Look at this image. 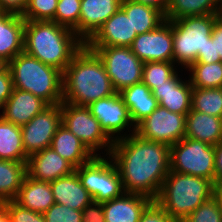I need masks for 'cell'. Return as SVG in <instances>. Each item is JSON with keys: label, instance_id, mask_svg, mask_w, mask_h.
<instances>
[{"label": "cell", "instance_id": "36", "mask_svg": "<svg viewBox=\"0 0 222 222\" xmlns=\"http://www.w3.org/2000/svg\"><path fill=\"white\" fill-rule=\"evenodd\" d=\"M182 222H222V205L212 196L197 207Z\"/></svg>", "mask_w": 222, "mask_h": 222}, {"label": "cell", "instance_id": "45", "mask_svg": "<svg viewBox=\"0 0 222 222\" xmlns=\"http://www.w3.org/2000/svg\"><path fill=\"white\" fill-rule=\"evenodd\" d=\"M141 4L156 8L166 14L170 0H134Z\"/></svg>", "mask_w": 222, "mask_h": 222}, {"label": "cell", "instance_id": "31", "mask_svg": "<svg viewBox=\"0 0 222 222\" xmlns=\"http://www.w3.org/2000/svg\"><path fill=\"white\" fill-rule=\"evenodd\" d=\"M186 71L193 88H222V61L194 63Z\"/></svg>", "mask_w": 222, "mask_h": 222}, {"label": "cell", "instance_id": "3", "mask_svg": "<svg viewBox=\"0 0 222 222\" xmlns=\"http://www.w3.org/2000/svg\"><path fill=\"white\" fill-rule=\"evenodd\" d=\"M84 44L73 30L54 21L25 20L23 51L62 73Z\"/></svg>", "mask_w": 222, "mask_h": 222}, {"label": "cell", "instance_id": "46", "mask_svg": "<svg viewBox=\"0 0 222 222\" xmlns=\"http://www.w3.org/2000/svg\"><path fill=\"white\" fill-rule=\"evenodd\" d=\"M222 177V141L215 146V181Z\"/></svg>", "mask_w": 222, "mask_h": 222}, {"label": "cell", "instance_id": "49", "mask_svg": "<svg viewBox=\"0 0 222 222\" xmlns=\"http://www.w3.org/2000/svg\"><path fill=\"white\" fill-rule=\"evenodd\" d=\"M7 67V62L0 58V72H2Z\"/></svg>", "mask_w": 222, "mask_h": 222}, {"label": "cell", "instance_id": "44", "mask_svg": "<svg viewBox=\"0 0 222 222\" xmlns=\"http://www.w3.org/2000/svg\"><path fill=\"white\" fill-rule=\"evenodd\" d=\"M212 40L215 42L216 57L222 61V22L218 19L212 32Z\"/></svg>", "mask_w": 222, "mask_h": 222}, {"label": "cell", "instance_id": "41", "mask_svg": "<svg viewBox=\"0 0 222 222\" xmlns=\"http://www.w3.org/2000/svg\"><path fill=\"white\" fill-rule=\"evenodd\" d=\"M83 222H105L103 204L92 201L82 210Z\"/></svg>", "mask_w": 222, "mask_h": 222}, {"label": "cell", "instance_id": "35", "mask_svg": "<svg viewBox=\"0 0 222 222\" xmlns=\"http://www.w3.org/2000/svg\"><path fill=\"white\" fill-rule=\"evenodd\" d=\"M58 0H28L21 17L27 21H52Z\"/></svg>", "mask_w": 222, "mask_h": 222}, {"label": "cell", "instance_id": "16", "mask_svg": "<svg viewBox=\"0 0 222 222\" xmlns=\"http://www.w3.org/2000/svg\"><path fill=\"white\" fill-rule=\"evenodd\" d=\"M136 36L137 33L132 28L131 19L120 7L85 45L87 47H130Z\"/></svg>", "mask_w": 222, "mask_h": 222}, {"label": "cell", "instance_id": "43", "mask_svg": "<svg viewBox=\"0 0 222 222\" xmlns=\"http://www.w3.org/2000/svg\"><path fill=\"white\" fill-rule=\"evenodd\" d=\"M28 0H0V12L22 15Z\"/></svg>", "mask_w": 222, "mask_h": 222}, {"label": "cell", "instance_id": "29", "mask_svg": "<svg viewBox=\"0 0 222 222\" xmlns=\"http://www.w3.org/2000/svg\"><path fill=\"white\" fill-rule=\"evenodd\" d=\"M0 159L27 162L21 127L4 120L0 116Z\"/></svg>", "mask_w": 222, "mask_h": 222}, {"label": "cell", "instance_id": "34", "mask_svg": "<svg viewBox=\"0 0 222 222\" xmlns=\"http://www.w3.org/2000/svg\"><path fill=\"white\" fill-rule=\"evenodd\" d=\"M81 0H58L52 21L73 30L78 36Z\"/></svg>", "mask_w": 222, "mask_h": 222}, {"label": "cell", "instance_id": "42", "mask_svg": "<svg viewBox=\"0 0 222 222\" xmlns=\"http://www.w3.org/2000/svg\"><path fill=\"white\" fill-rule=\"evenodd\" d=\"M221 58L216 57V49H215V42L212 40V36L210 39L207 40L206 46L204 47L203 51H199L195 63H217L220 62Z\"/></svg>", "mask_w": 222, "mask_h": 222}, {"label": "cell", "instance_id": "38", "mask_svg": "<svg viewBox=\"0 0 222 222\" xmlns=\"http://www.w3.org/2000/svg\"><path fill=\"white\" fill-rule=\"evenodd\" d=\"M3 203L7 207L11 222H45L43 213L23 208L14 200Z\"/></svg>", "mask_w": 222, "mask_h": 222}, {"label": "cell", "instance_id": "24", "mask_svg": "<svg viewBox=\"0 0 222 222\" xmlns=\"http://www.w3.org/2000/svg\"><path fill=\"white\" fill-rule=\"evenodd\" d=\"M14 201L23 208L39 213H45L55 204L50 182L37 181L28 175Z\"/></svg>", "mask_w": 222, "mask_h": 222}, {"label": "cell", "instance_id": "19", "mask_svg": "<svg viewBox=\"0 0 222 222\" xmlns=\"http://www.w3.org/2000/svg\"><path fill=\"white\" fill-rule=\"evenodd\" d=\"M48 106L45 101L32 93L14 88L5 102L1 117L21 127Z\"/></svg>", "mask_w": 222, "mask_h": 222}, {"label": "cell", "instance_id": "11", "mask_svg": "<svg viewBox=\"0 0 222 222\" xmlns=\"http://www.w3.org/2000/svg\"><path fill=\"white\" fill-rule=\"evenodd\" d=\"M185 124L186 115L158 106L136 126L135 133L144 139L170 147L185 137Z\"/></svg>", "mask_w": 222, "mask_h": 222}, {"label": "cell", "instance_id": "8", "mask_svg": "<svg viewBox=\"0 0 222 222\" xmlns=\"http://www.w3.org/2000/svg\"><path fill=\"white\" fill-rule=\"evenodd\" d=\"M62 125L73 133L94 156L110 155L114 141L101 128L86 106L61 103Z\"/></svg>", "mask_w": 222, "mask_h": 222}, {"label": "cell", "instance_id": "1", "mask_svg": "<svg viewBox=\"0 0 222 222\" xmlns=\"http://www.w3.org/2000/svg\"><path fill=\"white\" fill-rule=\"evenodd\" d=\"M115 163L126 193L155 201L170 170V147L147 140L135 132L115 140L109 155Z\"/></svg>", "mask_w": 222, "mask_h": 222}, {"label": "cell", "instance_id": "27", "mask_svg": "<svg viewBox=\"0 0 222 222\" xmlns=\"http://www.w3.org/2000/svg\"><path fill=\"white\" fill-rule=\"evenodd\" d=\"M121 8L131 19L137 35L153 31L166 21L165 14L160 10L134 0H122Z\"/></svg>", "mask_w": 222, "mask_h": 222}, {"label": "cell", "instance_id": "40", "mask_svg": "<svg viewBox=\"0 0 222 222\" xmlns=\"http://www.w3.org/2000/svg\"><path fill=\"white\" fill-rule=\"evenodd\" d=\"M13 89L14 86L11 74L8 67H6L2 72H0V116L3 112L5 102L11 95Z\"/></svg>", "mask_w": 222, "mask_h": 222}, {"label": "cell", "instance_id": "12", "mask_svg": "<svg viewBox=\"0 0 222 222\" xmlns=\"http://www.w3.org/2000/svg\"><path fill=\"white\" fill-rule=\"evenodd\" d=\"M87 107L113 141L135 132L136 127L120 93L99 99Z\"/></svg>", "mask_w": 222, "mask_h": 222}, {"label": "cell", "instance_id": "15", "mask_svg": "<svg viewBox=\"0 0 222 222\" xmlns=\"http://www.w3.org/2000/svg\"><path fill=\"white\" fill-rule=\"evenodd\" d=\"M192 90L187 71L179 69L169 80L154 87L151 92L158 100L159 106L174 113L187 115L191 110Z\"/></svg>", "mask_w": 222, "mask_h": 222}, {"label": "cell", "instance_id": "47", "mask_svg": "<svg viewBox=\"0 0 222 222\" xmlns=\"http://www.w3.org/2000/svg\"><path fill=\"white\" fill-rule=\"evenodd\" d=\"M213 196L222 205V177H219L213 184Z\"/></svg>", "mask_w": 222, "mask_h": 222}, {"label": "cell", "instance_id": "18", "mask_svg": "<svg viewBox=\"0 0 222 222\" xmlns=\"http://www.w3.org/2000/svg\"><path fill=\"white\" fill-rule=\"evenodd\" d=\"M73 171L75 168L51 147L28 157L27 175L37 181L52 182Z\"/></svg>", "mask_w": 222, "mask_h": 222}, {"label": "cell", "instance_id": "9", "mask_svg": "<svg viewBox=\"0 0 222 222\" xmlns=\"http://www.w3.org/2000/svg\"><path fill=\"white\" fill-rule=\"evenodd\" d=\"M170 170L215 182V146L184 137L170 146Z\"/></svg>", "mask_w": 222, "mask_h": 222}, {"label": "cell", "instance_id": "50", "mask_svg": "<svg viewBox=\"0 0 222 222\" xmlns=\"http://www.w3.org/2000/svg\"><path fill=\"white\" fill-rule=\"evenodd\" d=\"M218 18L222 22V4L220 5L219 11H218Z\"/></svg>", "mask_w": 222, "mask_h": 222}, {"label": "cell", "instance_id": "28", "mask_svg": "<svg viewBox=\"0 0 222 222\" xmlns=\"http://www.w3.org/2000/svg\"><path fill=\"white\" fill-rule=\"evenodd\" d=\"M27 175V162L0 159V203L14 200Z\"/></svg>", "mask_w": 222, "mask_h": 222}, {"label": "cell", "instance_id": "17", "mask_svg": "<svg viewBox=\"0 0 222 222\" xmlns=\"http://www.w3.org/2000/svg\"><path fill=\"white\" fill-rule=\"evenodd\" d=\"M122 0H81L78 37L86 43L121 7Z\"/></svg>", "mask_w": 222, "mask_h": 222}, {"label": "cell", "instance_id": "13", "mask_svg": "<svg viewBox=\"0 0 222 222\" xmlns=\"http://www.w3.org/2000/svg\"><path fill=\"white\" fill-rule=\"evenodd\" d=\"M62 123L61 104L49 105L41 113L21 126V135L26 155L49 148L52 139Z\"/></svg>", "mask_w": 222, "mask_h": 222}, {"label": "cell", "instance_id": "14", "mask_svg": "<svg viewBox=\"0 0 222 222\" xmlns=\"http://www.w3.org/2000/svg\"><path fill=\"white\" fill-rule=\"evenodd\" d=\"M142 62H173L172 21H165L157 29L138 34L130 46Z\"/></svg>", "mask_w": 222, "mask_h": 222}, {"label": "cell", "instance_id": "2", "mask_svg": "<svg viewBox=\"0 0 222 222\" xmlns=\"http://www.w3.org/2000/svg\"><path fill=\"white\" fill-rule=\"evenodd\" d=\"M63 102L77 106L117 93L99 56L85 44L73 56L62 76Z\"/></svg>", "mask_w": 222, "mask_h": 222}, {"label": "cell", "instance_id": "4", "mask_svg": "<svg viewBox=\"0 0 222 222\" xmlns=\"http://www.w3.org/2000/svg\"><path fill=\"white\" fill-rule=\"evenodd\" d=\"M212 196L210 180L169 170L155 202L175 222H182Z\"/></svg>", "mask_w": 222, "mask_h": 222}, {"label": "cell", "instance_id": "26", "mask_svg": "<svg viewBox=\"0 0 222 222\" xmlns=\"http://www.w3.org/2000/svg\"><path fill=\"white\" fill-rule=\"evenodd\" d=\"M74 168L89 162L94 155L62 124L58 127L50 146Z\"/></svg>", "mask_w": 222, "mask_h": 222}, {"label": "cell", "instance_id": "20", "mask_svg": "<svg viewBox=\"0 0 222 222\" xmlns=\"http://www.w3.org/2000/svg\"><path fill=\"white\" fill-rule=\"evenodd\" d=\"M153 202L149 197L124 193L103 202L105 222H139L142 213Z\"/></svg>", "mask_w": 222, "mask_h": 222}, {"label": "cell", "instance_id": "7", "mask_svg": "<svg viewBox=\"0 0 222 222\" xmlns=\"http://www.w3.org/2000/svg\"><path fill=\"white\" fill-rule=\"evenodd\" d=\"M75 171L95 202L110 201L125 193L120 173L109 155L94 156Z\"/></svg>", "mask_w": 222, "mask_h": 222}, {"label": "cell", "instance_id": "10", "mask_svg": "<svg viewBox=\"0 0 222 222\" xmlns=\"http://www.w3.org/2000/svg\"><path fill=\"white\" fill-rule=\"evenodd\" d=\"M102 60L107 75L117 93L134 84L142 82V62L130 47H88Z\"/></svg>", "mask_w": 222, "mask_h": 222}, {"label": "cell", "instance_id": "5", "mask_svg": "<svg viewBox=\"0 0 222 222\" xmlns=\"http://www.w3.org/2000/svg\"><path fill=\"white\" fill-rule=\"evenodd\" d=\"M14 88L41 98L48 105L63 102V73L24 51L7 63Z\"/></svg>", "mask_w": 222, "mask_h": 222}, {"label": "cell", "instance_id": "22", "mask_svg": "<svg viewBox=\"0 0 222 222\" xmlns=\"http://www.w3.org/2000/svg\"><path fill=\"white\" fill-rule=\"evenodd\" d=\"M50 186L55 203L69 208L82 211L93 201L89 192L82 185L76 171L50 182Z\"/></svg>", "mask_w": 222, "mask_h": 222}, {"label": "cell", "instance_id": "6", "mask_svg": "<svg viewBox=\"0 0 222 222\" xmlns=\"http://www.w3.org/2000/svg\"><path fill=\"white\" fill-rule=\"evenodd\" d=\"M218 14L187 16L172 21L173 62L187 70L211 38Z\"/></svg>", "mask_w": 222, "mask_h": 222}, {"label": "cell", "instance_id": "23", "mask_svg": "<svg viewBox=\"0 0 222 222\" xmlns=\"http://www.w3.org/2000/svg\"><path fill=\"white\" fill-rule=\"evenodd\" d=\"M185 137L216 146L222 141V118L191 109L186 115Z\"/></svg>", "mask_w": 222, "mask_h": 222}, {"label": "cell", "instance_id": "32", "mask_svg": "<svg viewBox=\"0 0 222 222\" xmlns=\"http://www.w3.org/2000/svg\"><path fill=\"white\" fill-rule=\"evenodd\" d=\"M191 109L222 118V88H193Z\"/></svg>", "mask_w": 222, "mask_h": 222}, {"label": "cell", "instance_id": "21", "mask_svg": "<svg viewBox=\"0 0 222 222\" xmlns=\"http://www.w3.org/2000/svg\"><path fill=\"white\" fill-rule=\"evenodd\" d=\"M25 20L18 14L0 12V58L10 62L24 50Z\"/></svg>", "mask_w": 222, "mask_h": 222}, {"label": "cell", "instance_id": "39", "mask_svg": "<svg viewBox=\"0 0 222 222\" xmlns=\"http://www.w3.org/2000/svg\"><path fill=\"white\" fill-rule=\"evenodd\" d=\"M139 222H175L155 201L142 213Z\"/></svg>", "mask_w": 222, "mask_h": 222}, {"label": "cell", "instance_id": "25", "mask_svg": "<svg viewBox=\"0 0 222 222\" xmlns=\"http://www.w3.org/2000/svg\"><path fill=\"white\" fill-rule=\"evenodd\" d=\"M119 93L129 109L135 127L159 106L158 100L143 82L127 87Z\"/></svg>", "mask_w": 222, "mask_h": 222}, {"label": "cell", "instance_id": "48", "mask_svg": "<svg viewBox=\"0 0 222 222\" xmlns=\"http://www.w3.org/2000/svg\"><path fill=\"white\" fill-rule=\"evenodd\" d=\"M0 222H11L7 207L4 203H0Z\"/></svg>", "mask_w": 222, "mask_h": 222}, {"label": "cell", "instance_id": "30", "mask_svg": "<svg viewBox=\"0 0 222 222\" xmlns=\"http://www.w3.org/2000/svg\"><path fill=\"white\" fill-rule=\"evenodd\" d=\"M220 5L217 0H170L165 18L174 21L187 16L218 14Z\"/></svg>", "mask_w": 222, "mask_h": 222}, {"label": "cell", "instance_id": "33", "mask_svg": "<svg viewBox=\"0 0 222 222\" xmlns=\"http://www.w3.org/2000/svg\"><path fill=\"white\" fill-rule=\"evenodd\" d=\"M180 68L174 62H144L142 82L152 90L169 80Z\"/></svg>", "mask_w": 222, "mask_h": 222}, {"label": "cell", "instance_id": "37", "mask_svg": "<svg viewBox=\"0 0 222 222\" xmlns=\"http://www.w3.org/2000/svg\"><path fill=\"white\" fill-rule=\"evenodd\" d=\"M45 222H83L82 211L58 203L43 213Z\"/></svg>", "mask_w": 222, "mask_h": 222}]
</instances>
